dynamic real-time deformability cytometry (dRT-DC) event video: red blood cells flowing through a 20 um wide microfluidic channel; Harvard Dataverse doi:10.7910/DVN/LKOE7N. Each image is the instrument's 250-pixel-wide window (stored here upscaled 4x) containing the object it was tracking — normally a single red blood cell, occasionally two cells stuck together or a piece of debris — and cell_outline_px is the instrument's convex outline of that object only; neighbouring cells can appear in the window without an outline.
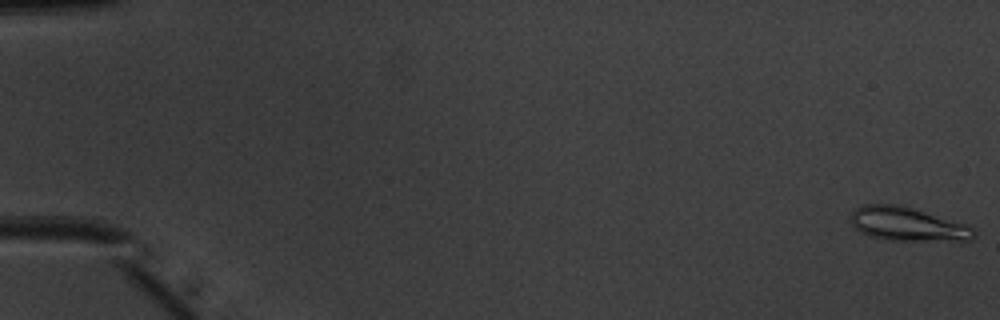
{"species": "common noctule bat (a hibernating species)", "species_latin": "Nyctalus noctula", "temperature_condition": "warm", "stored_images_in_passage": 52, "camera_frame_rate_fps": 3000, "um_per_image_px": 0.085, "animal": {"sex": "male", "body_mass_g": 20.1, "forearm_length_mm": 53.5}, "frame": {"image": 1, "passage_image": 1, "time_ms": 0.0, "image_size_px": [1000, 320], "cell_outline_px": [[976, 236], [972, 240], [888, 240], [872, 236], [860, 232], [852, 224], [848, 216], [856, 208], [864, 204], [896, 204], [912, 208], [968, 224], [976, 232]], "centroid_in_image_um": [77.13, 19.04], "position_along_channel_um": 7.9, "area_um2": 24.16}}
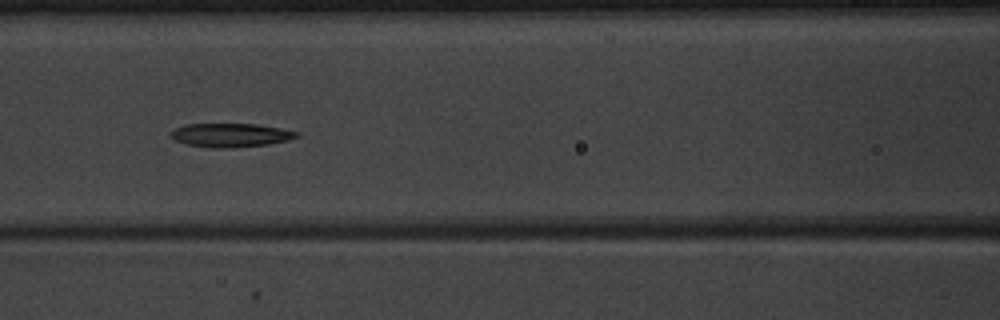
{"frame": {"image": 2, "passage_image": 24, "time_ms": 7.667, "image_size_px": [1000, 320], "cell_outline_px": [[300, 136], [288, 140], [268, 144], [228, 148], [212, 148], [188, 144], [176, 140], [172, 136], [172, 132], [176, 128], [184, 124], [256, 124], [280, 128], [300, 132]], "centroid_in_image_um": [19.66, 11.48], "position_along_channel_um": 146.9, "area_um2": 17.22}}
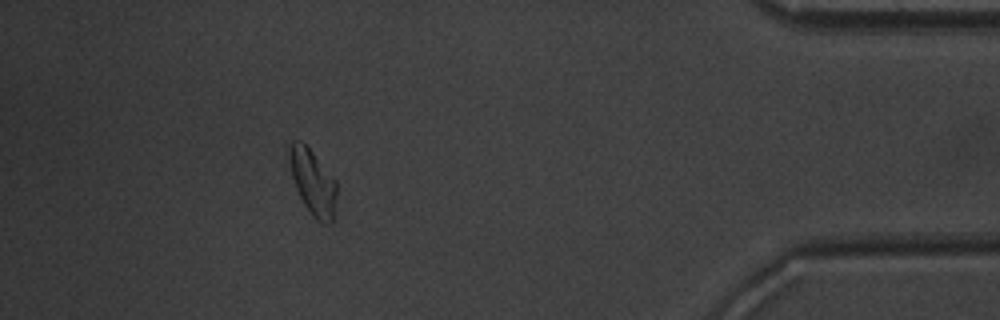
{"frame": {"image": 3, "passage_image": 47, "time_ms": 15.333, "image_size_px": [1000, 320], "cell_outline_px": [[336, 196], [332, 220], [328, 224], [320, 224], [312, 216], [304, 204], [296, 188], [292, 176], [288, 160], [288, 148], [292, 140], [300, 140], [312, 152], [336, 180]], "centroid_in_image_um": [26.57, 15.48], "position_along_channel_um": 408.6, "area_um2": 17.98}, "authors_computed_cell_mechanics": {"area_um2": 18.4671, "velocity_mm_per_s": 4.0157, "shape_relaxation_time_tau1_ms": 7.8529, "shape_relaxation_time_tau2_ms": 3.8657, "deformation_change_tau1": 0.1845, "deformation_change_tau2": 0.1113}}